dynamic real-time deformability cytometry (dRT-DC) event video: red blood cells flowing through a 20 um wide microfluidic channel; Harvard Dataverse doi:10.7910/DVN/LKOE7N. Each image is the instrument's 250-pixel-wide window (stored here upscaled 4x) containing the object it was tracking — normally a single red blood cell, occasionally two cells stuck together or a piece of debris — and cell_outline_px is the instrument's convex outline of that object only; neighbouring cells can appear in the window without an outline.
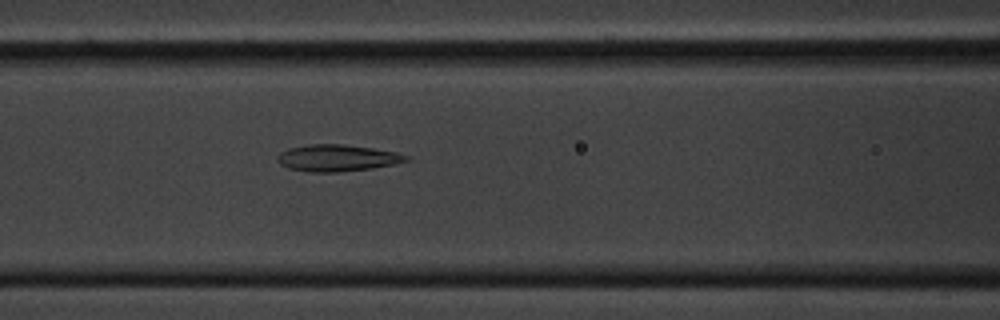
{"species": "common noctule bat (a hibernating species)", "species_latin": "Nyctalus noctula", "temperature_condition": "cold", "stored_images_in_passage": 51, "segment_of_instrument_passage": [1, 2], "camera_frame_rate_fps": 3000, "um_per_image_px": 0.085, "animal": {"sex": "male", "body_mass_g": 20.1, "forearm_length_mm": 53.5}, "frame": {"image": 1, "passage_image": 23, "time_ms": 7.333, "image_size_px": [1000, 320], "cell_outline_px": [[412, 160], [372, 168], [336, 172], [312, 172], [288, 168], [280, 164], [276, 160], [276, 156], [280, 152], [288, 148], [308, 144], [340, 144], [372, 148], [396, 152], [408, 156]], "centroid_in_image_um": [28.63, 13.42], "position_along_channel_um": 138.0, "area_um2": 20.0}}
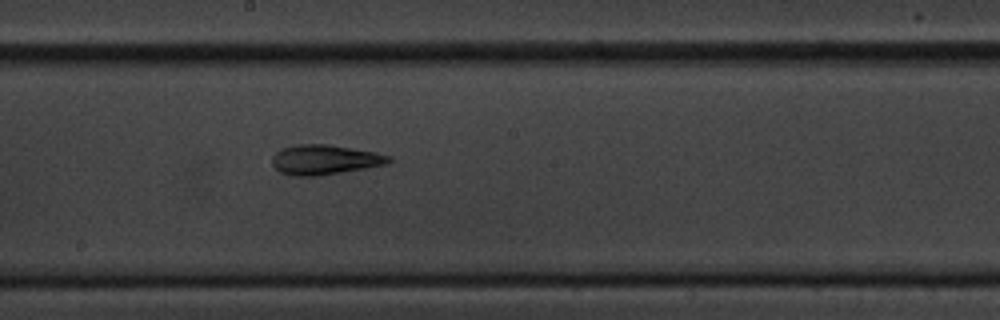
{"frame": {"image": 2, "passage_image": 30, "time_ms": 9.667, "image_size_px": [1000, 320], "cell_outline_px": [[392, 160], [388, 164], [316, 176], [296, 176], [280, 172], [272, 164], [272, 156], [276, 152], [284, 148], [296, 144], [328, 144], [376, 152], [392, 156]], "centroid_in_image_um": [27.62, 13.56], "position_along_channel_um": 220.6, "area_um2": 20.17}}
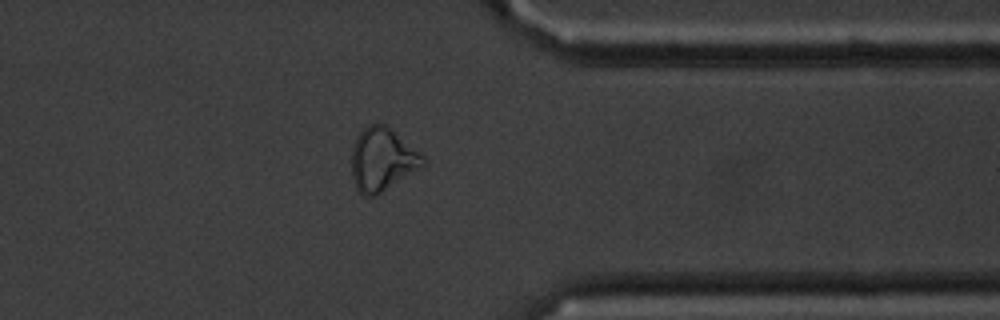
{"frame": {"image": 3, "passage_image": 44, "time_ms": 14.333, "image_size_px": [1000, 320], "cell_outline_px": [[428, 164], [376, 196], [364, 196], [356, 188], [352, 176], [352, 148], [360, 132], [368, 124], [384, 124], [424, 156], [428, 160]], "centroid_in_image_um": [32.52, 13.59], "position_along_channel_um": 378.9, "area_um2": 26.13}}